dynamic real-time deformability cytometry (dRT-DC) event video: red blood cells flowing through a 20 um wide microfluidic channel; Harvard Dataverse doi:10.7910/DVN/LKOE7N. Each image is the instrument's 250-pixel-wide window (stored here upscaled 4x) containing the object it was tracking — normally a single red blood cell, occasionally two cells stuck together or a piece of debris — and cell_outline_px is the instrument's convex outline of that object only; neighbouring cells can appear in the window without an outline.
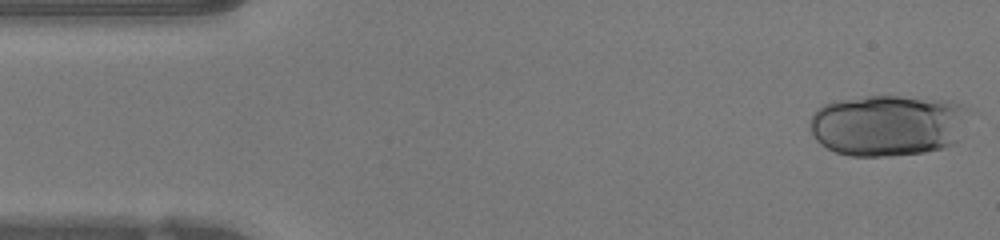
{"species": "human", "species_latin": "Homo sapiens", "temperature_condition": "warm", "stored_images_in_passage": 46, "camera_frame_rate_fps": 3000, "um_per_image_px": 0.085, "donor": {"sex": "female"}, "frame": {"image": 1, "passage_image": 1, "time_ms": 0.0, "image_size_px": [1000, 240], "cell_outline_px": [[968, 108], [956, 140], [952, 144], [940, 148], [924, 152], [880, 156], [852, 156], [836, 152], [820, 144], [816, 140], [812, 132], [812, 116], [816, 108], [832, 100], [864, 96], [900, 96], [952, 100]], "centroid_in_image_um": [75.41, 10.62], "position_along_channel_um": 9.6, "area_um2": 56.59}}
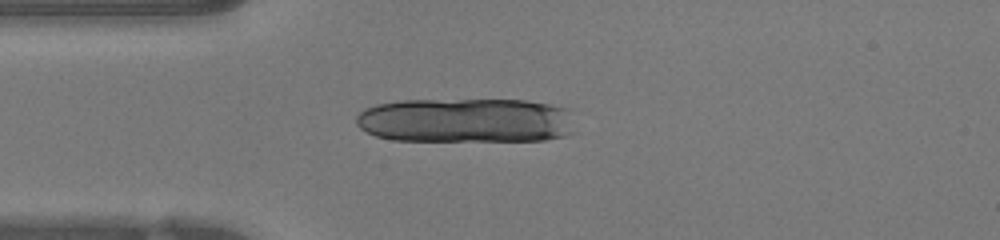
{"frame": {"image": 2, "passage_image": 11, "time_ms": 3.333, "image_size_px": [1000, 240], "cell_outline_px": [[568, 132], [564, 136], [544, 140], [392, 140], [376, 136], [360, 128], [356, 124], [356, 116], [364, 108], [376, 104], [404, 100], [524, 100], [548, 104], [564, 108]], "centroid_in_image_um": [39.42, 10.23], "position_along_channel_um": 45.6, "area_um2": 56.01}}
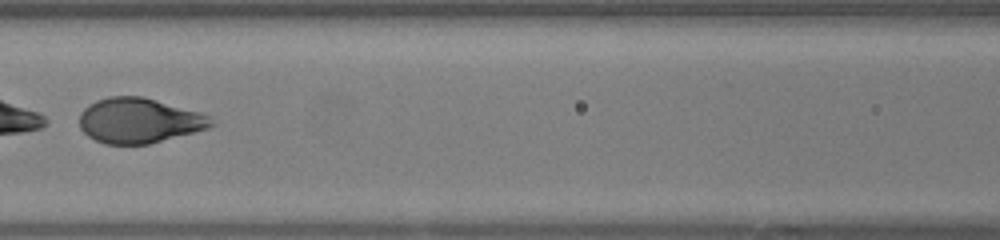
{"frame": {"image": 3, "passage_image": 20, "time_ms": 6.333, "image_size_px": [1000, 240], "cell_outline_px": [[216, 124], [208, 128], [148, 144], [104, 144], [88, 136], [80, 128], [80, 112], [88, 104], [96, 100], [108, 96], [144, 96], [200, 112], [208, 116]], "centroid_in_image_um": [11.8, 10.23], "position_along_channel_um": 154.8, "area_um2": 34.62}}